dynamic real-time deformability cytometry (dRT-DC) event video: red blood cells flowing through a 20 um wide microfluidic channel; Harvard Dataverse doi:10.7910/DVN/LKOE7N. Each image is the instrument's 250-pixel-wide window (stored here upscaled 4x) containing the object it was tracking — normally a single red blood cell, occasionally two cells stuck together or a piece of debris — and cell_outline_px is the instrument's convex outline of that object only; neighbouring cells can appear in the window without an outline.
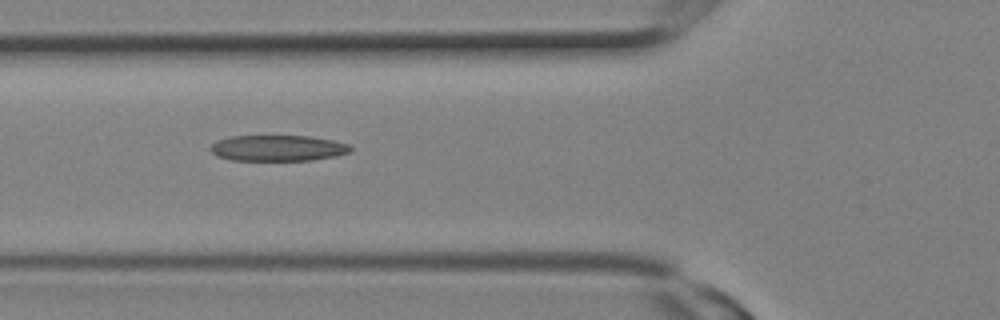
{"species": "Egyptian fruit bat (a non-hibernating species)", "species_latin": "Rousettus aegyptiacus", "temperature_condition": "room temperature", "stored_images_in_passage": 13, "camera_frame_rate_fps": 3000, "um_per_image_px": 0.085, "animal": {"sex": "female"}, "frame": {"image": 1, "passage_image": 10, "time_ms": 3.0, "image_size_px": [1000, 320], "cell_outline_px": [[352, 148], [348, 152], [336, 156], [312, 160], [232, 160], [216, 156], [208, 148], [216, 140], [232, 136], [308, 136], [332, 140], [348, 144]], "centroid_in_image_um": [23.57, 12.59], "position_along_channel_um": 102.2, "area_um2": 21.1}}
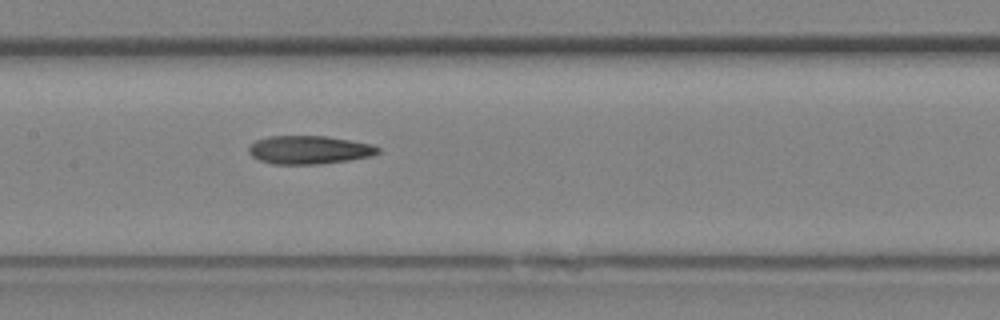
{"frame": {"image": 2, "passage_image": 13, "time_ms": 4.0, "image_size_px": [1000, 320], "cell_outline_px": [[380, 152], [372, 156], [348, 160], [320, 164], [272, 164], [260, 160], [252, 156], [248, 152], [248, 148], [256, 140], [268, 136], [328, 136], [372, 144], [380, 148]], "centroid_in_image_um": [26.29, 12.73], "position_along_channel_um": 181.1, "area_um2": 21.39}}